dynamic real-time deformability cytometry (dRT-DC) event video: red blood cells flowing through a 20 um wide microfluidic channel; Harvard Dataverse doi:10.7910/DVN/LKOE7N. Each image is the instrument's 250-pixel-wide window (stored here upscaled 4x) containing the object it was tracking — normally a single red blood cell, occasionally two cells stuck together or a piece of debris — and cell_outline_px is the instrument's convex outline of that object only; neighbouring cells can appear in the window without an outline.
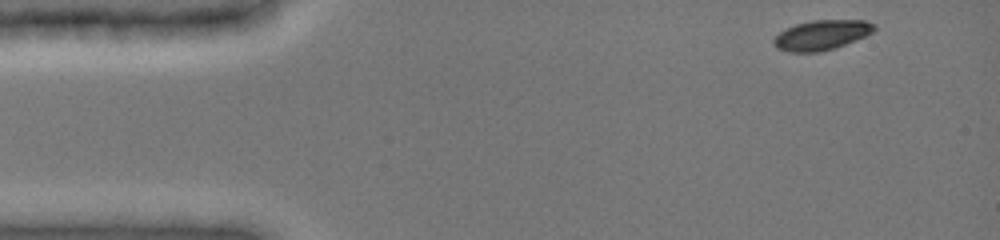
{"species": "common noctule bat (a hibernating species)", "species_latin": "Nyctalus noctula", "temperature_condition": "cold", "stored_images_in_passage": 43, "camera_frame_rate_fps": 3000, "um_per_image_px": 0.085, "animal": {"sex": "female", "body_mass_g": 19.0, "forearm_length_mm": 51.5}, "frame": {"image": 1, "passage_image": 1, "time_ms": 0.0, "image_size_px": [1000, 240], "cell_outline_px": [[876, 28], [872, 32], [864, 36], [836, 48], [820, 52], [788, 52], [776, 48], [772, 44], [772, 40], [780, 32], [796, 24], [812, 20], [864, 20], [876, 24]], "centroid_in_image_um": [69.82, 2.98], "position_along_channel_um": 15.2, "area_um2": 17.51}}
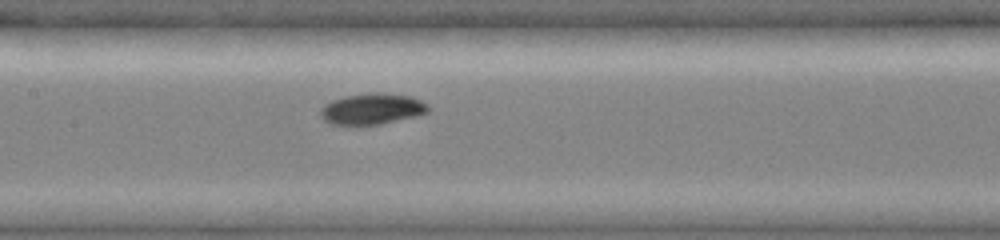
{"frame": {"image": 2, "passage_image": 20, "time_ms": 6.333, "image_size_px": [1000, 240], "cell_outline_px": [[432, 108], [428, 112], [416, 116], [380, 124], [356, 128], [332, 124], [324, 120], [320, 116], [320, 108], [324, 104], [332, 100], [344, 96], [368, 92], [380, 92], [412, 96], [428, 104]], "centroid_in_image_um": [31.6, 9.28], "position_along_channel_um": 175.8, "area_um2": 20.35}}
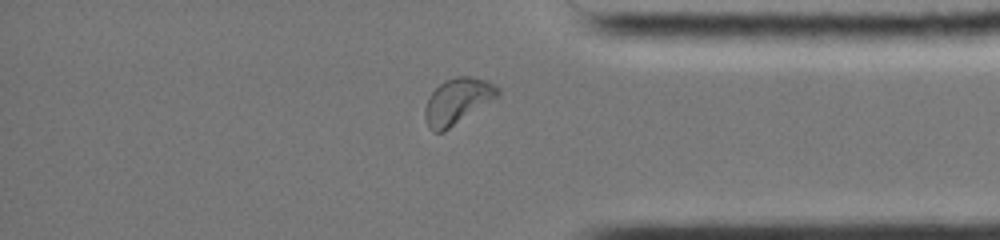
{"frame": {"image": 3, "passage_image": 37, "time_ms": 12.0, "image_size_px": [1000, 240], "cell_outline_px": [[500, 92], [496, 96], [444, 132], [432, 132], [428, 128], [424, 116], [424, 108], [428, 96], [444, 80], [456, 76], [472, 76], [484, 80], [500, 88]], "centroid_in_image_um": [38.81, 8.6], "position_along_channel_um": 396.4, "area_um2": 19.13}, "authors_computed_cell_mechanics": {"area_um2": 18.6116, "velocity_mm_per_s": 3.9471, "shape_relaxation_time_tau1_ms": 1.9673, "shape_relaxation_time_tau2_ms": null, "deformation_change_tau1": 0.1147, "deformation_change_tau2": null}}